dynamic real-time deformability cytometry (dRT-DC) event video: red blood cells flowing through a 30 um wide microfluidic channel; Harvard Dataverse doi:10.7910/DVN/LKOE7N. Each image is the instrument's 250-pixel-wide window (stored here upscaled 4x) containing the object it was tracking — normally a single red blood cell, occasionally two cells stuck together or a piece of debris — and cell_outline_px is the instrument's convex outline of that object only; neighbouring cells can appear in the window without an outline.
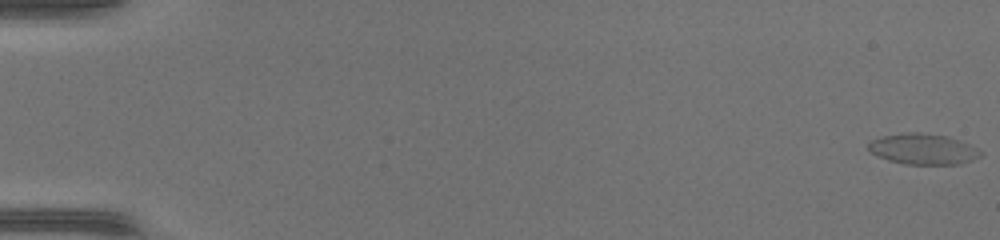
{"species": "common noctule bat (a hibernating species)", "species_latin": "Nyctalus noctula", "temperature_condition": "warm", "stored_images_in_passage": 52, "camera_frame_rate_fps": 3000, "um_per_image_px": 0.085, "animal": {"sex": "female", "body_mass_g": 17.0, "forearm_length_mm": 48.0}, "frame": {"image": 1, "passage_image": 1, "time_ms": 0.0, "image_size_px": [1000, 240], "cell_outline_px": [[984, 152], [980, 156], [972, 160], [960, 164], [904, 164], [888, 160], [876, 156], [868, 148], [868, 140], [884, 136], [908, 132], [920, 132], [948, 136], [968, 144]], "centroid_in_image_um": [78.44, 12.67], "position_along_channel_um": 6.6, "area_um2": 20.11}}
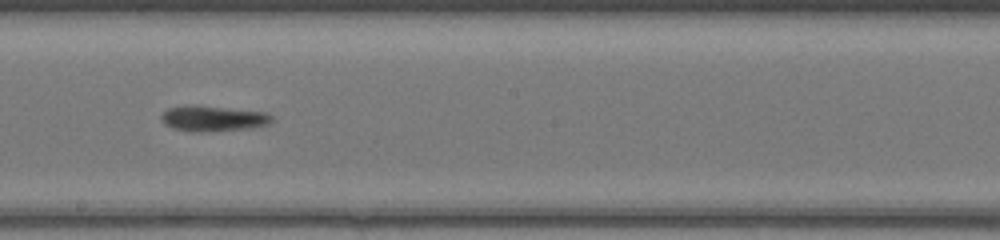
{"frame": {"image": 2, "passage_image": 31, "time_ms": 10.0, "image_size_px": [1000, 240], "cell_outline_px": [[272, 120], [268, 124], [252, 128], [196, 132], [192, 132], [172, 128], [164, 124], [160, 120], [160, 116], [168, 108], [192, 104], [196, 104], [264, 112], [272, 116]], "centroid_in_image_um": [18.06, 10.06], "position_along_channel_um": 230.1, "area_um2": 16.59}}
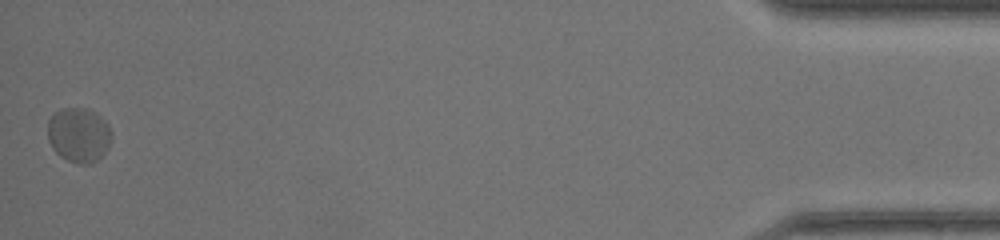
{"frame": {"image": 3, "passage_image": 52, "time_ms": 17.0, "image_size_px": [1000, 240], "cell_outline_px": [[112, 136], [108, 148], [92, 164], [80, 164], [68, 160], [60, 156], [52, 148], [48, 140], [48, 120], [60, 108], [88, 108], [96, 112], [108, 124], [112, 132]], "centroid_in_image_um": [6.7, 11.46], "position_along_channel_um": 428.5, "area_um2": 20.46}, "authors_computed_cell_mechanics": {"area_um2": 17.2822, "velocity_mm_per_s": 4.1252, "shape_relaxation_time_tau1_ms": null, "shape_relaxation_time_tau2_ms": 5.9221, "deformation_change_tau1": null, "deformation_change_tau2": 0.0837}}